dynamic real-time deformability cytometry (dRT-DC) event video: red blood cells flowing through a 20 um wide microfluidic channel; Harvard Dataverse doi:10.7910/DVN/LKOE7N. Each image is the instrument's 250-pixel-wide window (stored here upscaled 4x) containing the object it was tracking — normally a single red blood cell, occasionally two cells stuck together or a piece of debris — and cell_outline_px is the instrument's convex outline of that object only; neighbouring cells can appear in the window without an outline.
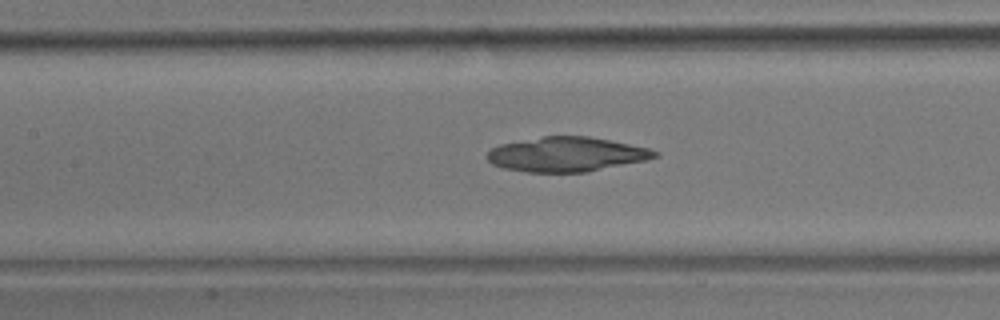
{"species": "common noctule bat (a hibernating species)", "species_latin": "Nyctalus noctula", "temperature_condition": "room temperature", "stored_images_in_passage": 56, "camera_frame_rate_fps": 3000, "um_per_image_px": 0.085, "animal": {"sex": "male", "body_mass_g": 17.9}, "frame": {"image": 1, "passage_image": 25, "time_ms": 8.0, "image_size_px": [1000, 320], "cell_outline_px": [[660, 156], [648, 160], [588, 172], [528, 172], [504, 168], [492, 164], [488, 160], [488, 152], [492, 148], [500, 144], [544, 136], [588, 136], [648, 148], [660, 152]], "centroid_in_image_um": [48.2, 13.13], "position_along_channel_um": 159.2, "area_um2": 33.7}}
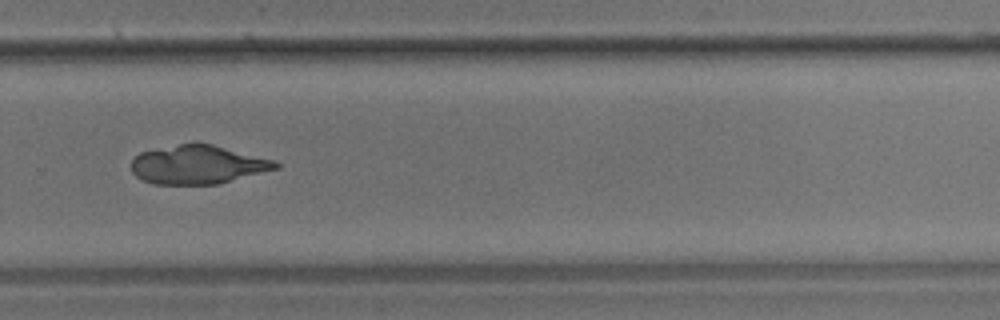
{"frame": {"image": 2, "passage_image": 38, "time_ms": 12.333, "image_size_px": [1000, 320], "cell_outline_px": [[280, 168], [220, 184], [152, 184], [140, 180], [132, 172], [132, 160], [140, 152], [196, 140], [276, 160], [280, 164]], "centroid_in_image_um": [16.84, 13.98], "position_along_channel_um": 313.0, "area_um2": 33.18}}
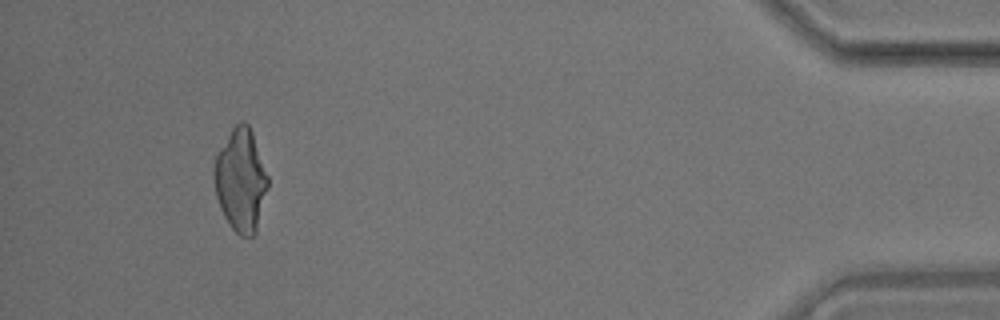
{"frame": {"image": 3, "passage_image": 52, "time_ms": 17.0, "image_size_px": [1000, 320], "cell_outline_px": [[268, 188], [256, 236], [240, 236], [232, 228], [224, 216], [220, 208], [216, 196], [212, 172], [216, 156], [220, 148], [232, 128], [240, 120], [244, 120], [248, 124], [252, 132], [268, 176]], "centroid_in_image_um": [20.47, 15.34], "position_along_channel_um": 414.7, "area_um2": 32.43}}